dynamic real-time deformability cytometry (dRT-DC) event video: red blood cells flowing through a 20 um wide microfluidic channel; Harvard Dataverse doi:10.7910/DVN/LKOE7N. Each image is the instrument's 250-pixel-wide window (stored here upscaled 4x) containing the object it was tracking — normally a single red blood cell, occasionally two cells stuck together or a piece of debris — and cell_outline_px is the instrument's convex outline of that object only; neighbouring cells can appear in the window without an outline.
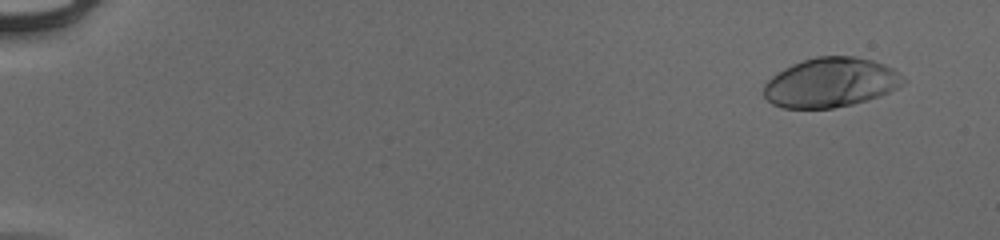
{"species": "human", "species_latin": "Homo sapiens", "temperature_condition": "cold", "stored_images_in_passage": 54, "camera_frame_rate_fps": 3000, "um_per_image_px": 0.085, "donor": {"sex": "male"}, "frame": {"image": 1, "passage_image": 4, "time_ms": 1.0, "image_size_px": [1000, 240], "cell_outline_px": [[904, 84], [880, 96], [852, 104], [832, 108], [784, 108], [772, 104], [764, 96], [764, 84], [772, 76], [784, 68], [792, 64], [816, 56], [856, 56], [872, 60], [884, 64], [892, 68], [904, 76]], "centroid_in_image_um": [70.61, 7.01], "position_along_channel_um": 14.4, "area_um2": 40.17}}
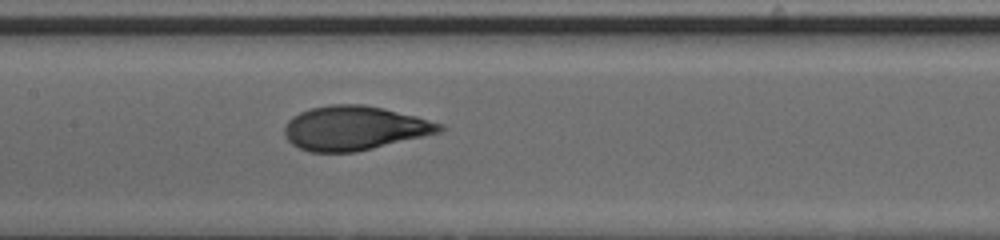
{"frame": {"image": 2, "passage_image": 29, "time_ms": 9.333, "image_size_px": [1000, 240], "cell_outline_px": [[444, 132], [356, 152], [308, 152], [292, 144], [284, 136], [284, 124], [292, 116], [300, 112], [312, 108], [332, 104], [364, 104], [384, 108], [416, 116], [444, 124]], "centroid_in_image_um": [30.14, 10.89], "position_along_channel_um": 177.3, "area_um2": 40.29}}
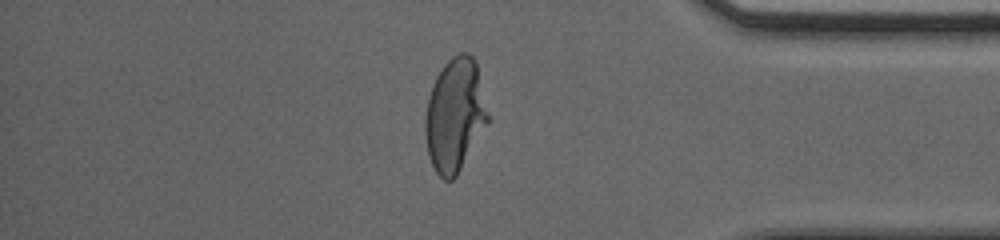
{"frame": {"image": 3, "passage_image": 47, "time_ms": 15.333, "image_size_px": [1000, 240], "cell_outline_px": [[488, 124], [456, 176], [452, 180], [444, 180], [436, 172], [428, 156], [424, 128], [424, 120], [428, 96], [432, 84], [436, 76], [444, 64], [452, 56], [460, 52], [468, 52], [476, 60], [488, 116]], "centroid_in_image_um": [38.64, 9.77], "position_along_channel_um": 396.6, "area_um2": 41.44}, "authors_computed_cell_mechanics": {"area_um2": 40.1132, "velocity_mm_per_s": 3.9584, "shape_relaxation_time_tau1_ms": 4.3919, "shape_relaxation_time_tau2_ms": null, "deformation_change_tau1": 0.2105, "deformation_change_tau2": null}}